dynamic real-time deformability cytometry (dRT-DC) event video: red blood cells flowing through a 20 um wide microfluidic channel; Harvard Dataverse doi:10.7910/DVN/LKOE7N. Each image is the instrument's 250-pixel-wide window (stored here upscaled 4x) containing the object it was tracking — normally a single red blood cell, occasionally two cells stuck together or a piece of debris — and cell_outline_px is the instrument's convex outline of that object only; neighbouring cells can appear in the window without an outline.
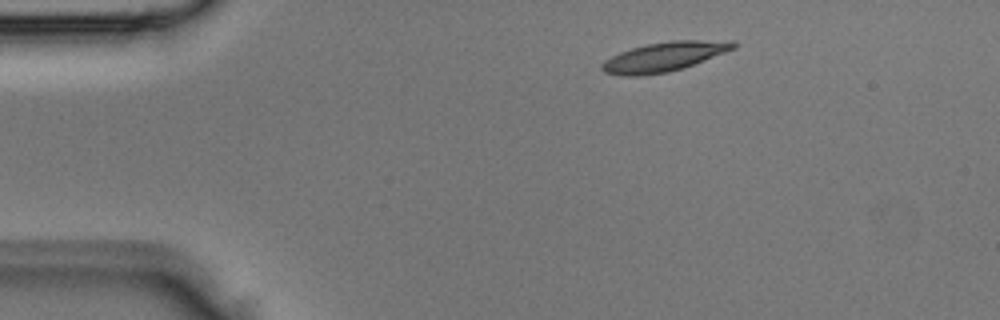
{"species": "Egyptian fruit bat (a non-hibernating species)", "species_latin": "Rousettus aegyptiacus", "temperature_condition": "room temperature", "stored_images_in_passage": 2, "camera_frame_rate_fps": 3000, "um_per_image_px": 0.085, "animal": {"sex": "male"}, "frame": {"image": 1, "passage_image": 1, "time_ms": 0.0, "image_size_px": [1000, 320], "cell_outline_px": [[736, 48], [684, 68], [668, 72], [640, 76], [624, 76], [604, 72], [600, 68], [600, 64], [604, 60], [620, 52], [632, 48], [648, 44], [672, 40], [700, 40], [736, 44]], "centroid_in_image_um": [56.35, 4.85], "position_along_channel_um": 28.7, "area_um2": 22.14}}